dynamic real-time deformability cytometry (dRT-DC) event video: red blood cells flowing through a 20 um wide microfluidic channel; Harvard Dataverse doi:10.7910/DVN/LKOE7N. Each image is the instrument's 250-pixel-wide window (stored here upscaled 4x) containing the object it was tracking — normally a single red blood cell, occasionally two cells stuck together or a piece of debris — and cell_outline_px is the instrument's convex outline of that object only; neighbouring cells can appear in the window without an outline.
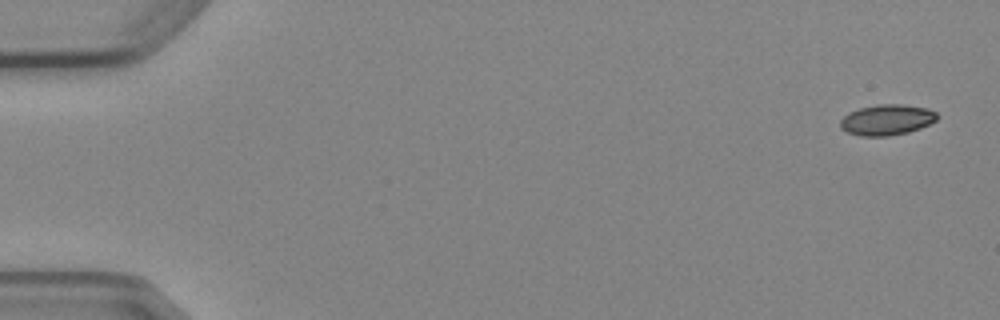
{"species": "Egyptian fruit bat (a non-hibernating species)", "species_latin": "Rousettus aegyptiacus", "temperature_condition": "cold", "stored_images_in_passage": 5, "camera_frame_rate_fps": 3000, "um_per_image_px": 0.085, "animal": {"sex": "female"}, "frame": {"image": 1, "passage_image": 1, "time_ms": 0.0, "image_size_px": [1000, 320], "cell_outline_px": [[936, 120], [920, 128], [908, 132], [888, 136], [860, 136], [848, 132], [840, 128], [840, 120], [848, 112], [860, 108], [880, 104], [904, 104], [928, 108], [936, 112]], "centroid_in_image_um": [75.36, 10.18], "position_along_channel_um": 9.6, "area_um2": 17.28}}
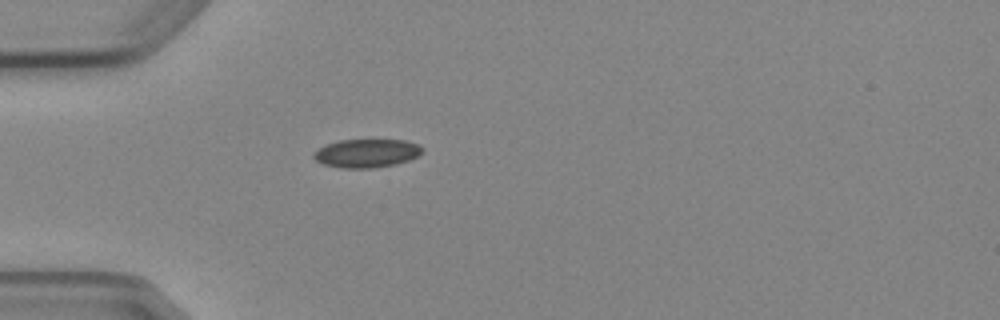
{"frame": {"image": 2, "passage_image": 5, "time_ms": 4.667, "image_size_px": [1000, 320], "cell_outline_px": [[424, 152], [408, 160], [396, 164], [372, 168], [344, 168], [324, 164], [316, 160], [312, 156], [312, 152], [324, 144], [340, 140], [404, 140], [420, 144], [424, 148]], "centroid_in_image_um": [31.16, 13.01], "position_along_channel_um": 53.8, "area_um2": 18.15}}